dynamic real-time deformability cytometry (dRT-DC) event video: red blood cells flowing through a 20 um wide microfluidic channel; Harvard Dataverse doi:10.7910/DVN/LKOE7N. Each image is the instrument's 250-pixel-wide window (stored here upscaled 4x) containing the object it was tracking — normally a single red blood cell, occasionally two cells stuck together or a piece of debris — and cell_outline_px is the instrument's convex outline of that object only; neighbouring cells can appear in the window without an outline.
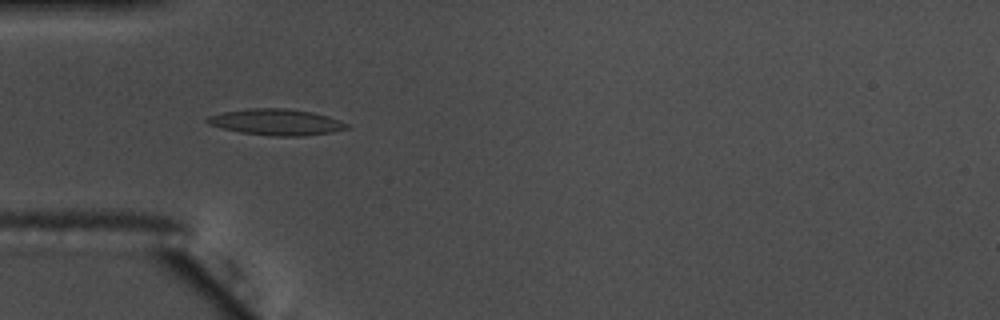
{"species": "common noctule bat (a hibernating species)", "species_latin": "Nyctalus noctula", "temperature_condition": "warm", "stored_images_in_passage": 45, "camera_frame_rate_fps": 3000, "um_per_image_px": 0.085, "animal": {"sex": "male", "body_mass_g": 17.5, "forearm_length_mm": 52.3}, "frame": {"image": 1, "passage_image": 7, "time_ms": 2.0, "image_size_px": [1000, 320], "cell_outline_px": [[352, 128], [332, 132], [304, 136], [272, 136], [240, 132], [208, 124], [204, 120], [208, 116], [224, 112], [248, 108], [284, 108], [312, 112], [328, 116], [340, 120], [348, 124]], "centroid_in_image_um": [23.52, 10.38], "position_along_channel_um": 61.5, "area_um2": 21.33}, "authors_computed_cell_mechanics": {"area_um2": 19.652, "velocity_mm_per_s": 3.6722, "shape_relaxation_time_tau1_ms": 7.0615, "shape_relaxation_time_tau2_ms": 2.583, "deformation_change_tau1": 0.1995, "deformation_change_tau2": 0.1109}}